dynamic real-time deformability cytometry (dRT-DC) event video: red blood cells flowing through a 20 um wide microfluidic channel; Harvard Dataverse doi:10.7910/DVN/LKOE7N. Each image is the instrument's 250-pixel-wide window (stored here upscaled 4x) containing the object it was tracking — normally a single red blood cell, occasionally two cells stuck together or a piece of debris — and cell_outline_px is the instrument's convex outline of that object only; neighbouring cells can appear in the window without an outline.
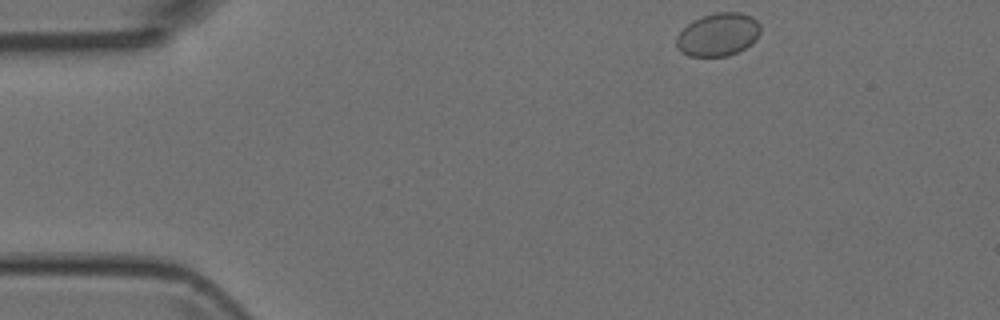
{"species": "Egyptian fruit bat (a non-hibernating species)", "species_latin": "Rousettus aegyptiacus", "temperature_condition": "room temperature", "stored_images_in_passage": 4, "camera_frame_rate_fps": 3000, "um_per_image_px": 0.085, "animal": {"sex": "female"}, "frame": {"image": 1, "passage_image": 1, "time_ms": 0.0, "image_size_px": [1000, 320], "cell_outline_px": [[760, 32], [756, 40], [752, 44], [728, 56], [688, 56], [680, 52], [676, 48], [676, 36], [692, 20], [716, 12], [740, 12], [752, 16], [760, 24]], "centroid_in_image_um": [61.03, 2.94], "position_along_channel_um": 24.0, "area_um2": 21.21}}